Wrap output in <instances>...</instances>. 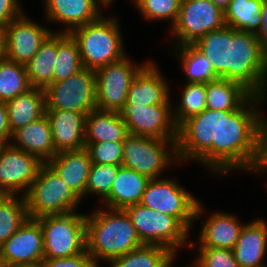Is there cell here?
I'll return each instance as SVG.
<instances>
[{
  "label": "cell",
  "mask_w": 267,
  "mask_h": 267,
  "mask_svg": "<svg viewBox=\"0 0 267 267\" xmlns=\"http://www.w3.org/2000/svg\"><path fill=\"white\" fill-rule=\"evenodd\" d=\"M265 99L252 94L234 111L219 110L218 143H212V173L222 176L234 170H251L257 155L258 131L266 119L259 109Z\"/></svg>",
  "instance_id": "1"
},
{
  "label": "cell",
  "mask_w": 267,
  "mask_h": 267,
  "mask_svg": "<svg viewBox=\"0 0 267 267\" xmlns=\"http://www.w3.org/2000/svg\"><path fill=\"white\" fill-rule=\"evenodd\" d=\"M101 208L86 214V250L97 267L144 245L125 210Z\"/></svg>",
  "instance_id": "2"
},
{
  "label": "cell",
  "mask_w": 267,
  "mask_h": 267,
  "mask_svg": "<svg viewBox=\"0 0 267 267\" xmlns=\"http://www.w3.org/2000/svg\"><path fill=\"white\" fill-rule=\"evenodd\" d=\"M117 17L101 15L97 20L73 29L69 34L77 42L83 68H98L127 56Z\"/></svg>",
  "instance_id": "3"
},
{
  "label": "cell",
  "mask_w": 267,
  "mask_h": 267,
  "mask_svg": "<svg viewBox=\"0 0 267 267\" xmlns=\"http://www.w3.org/2000/svg\"><path fill=\"white\" fill-rule=\"evenodd\" d=\"M229 80L239 82L253 95L266 97L267 57L256 34L233 28L229 54Z\"/></svg>",
  "instance_id": "4"
},
{
  "label": "cell",
  "mask_w": 267,
  "mask_h": 267,
  "mask_svg": "<svg viewBox=\"0 0 267 267\" xmlns=\"http://www.w3.org/2000/svg\"><path fill=\"white\" fill-rule=\"evenodd\" d=\"M140 204L175 217L189 232L205 211L199 199L175 179L166 177L150 179Z\"/></svg>",
  "instance_id": "5"
},
{
  "label": "cell",
  "mask_w": 267,
  "mask_h": 267,
  "mask_svg": "<svg viewBox=\"0 0 267 267\" xmlns=\"http://www.w3.org/2000/svg\"><path fill=\"white\" fill-rule=\"evenodd\" d=\"M24 197L30 218L75 212L81 202L47 163L41 166Z\"/></svg>",
  "instance_id": "6"
},
{
  "label": "cell",
  "mask_w": 267,
  "mask_h": 267,
  "mask_svg": "<svg viewBox=\"0 0 267 267\" xmlns=\"http://www.w3.org/2000/svg\"><path fill=\"white\" fill-rule=\"evenodd\" d=\"M134 225L141 242L146 245H161L174 254L180 248H195L188 242L189 231L175 218L138 203L124 209Z\"/></svg>",
  "instance_id": "7"
},
{
  "label": "cell",
  "mask_w": 267,
  "mask_h": 267,
  "mask_svg": "<svg viewBox=\"0 0 267 267\" xmlns=\"http://www.w3.org/2000/svg\"><path fill=\"white\" fill-rule=\"evenodd\" d=\"M177 140H164L128 134L122 141V166L149 179L161 178L168 167L179 163Z\"/></svg>",
  "instance_id": "8"
},
{
  "label": "cell",
  "mask_w": 267,
  "mask_h": 267,
  "mask_svg": "<svg viewBox=\"0 0 267 267\" xmlns=\"http://www.w3.org/2000/svg\"><path fill=\"white\" fill-rule=\"evenodd\" d=\"M219 110L205 109L178 127L177 158L179 163L200 162L212 173V143H218Z\"/></svg>",
  "instance_id": "9"
},
{
  "label": "cell",
  "mask_w": 267,
  "mask_h": 267,
  "mask_svg": "<svg viewBox=\"0 0 267 267\" xmlns=\"http://www.w3.org/2000/svg\"><path fill=\"white\" fill-rule=\"evenodd\" d=\"M44 236V258H66L86 250V215L78 211L37 218Z\"/></svg>",
  "instance_id": "10"
},
{
  "label": "cell",
  "mask_w": 267,
  "mask_h": 267,
  "mask_svg": "<svg viewBox=\"0 0 267 267\" xmlns=\"http://www.w3.org/2000/svg\"><path fill=\"white\" fill-rule=\"evenodd\" d=\"M95 70L83 68L46 89V110H67L88 115L96 109Z\"/></svg>",
  "instance_id": "11"
},
{
  "label": "cell",
  "mask_w": 267,
  "mask_h": 267,
  "mask_svg": "<svg viewBox=\"0 0 267 267\" xmlns=\"http://www.w3.org/2000/svg\"><path fill=\"white\" fill-rule=\"evenodd\" d=\"M225 25L224 12L210 0H182L177 21L169 33L176 46L193 45Z\"/></svg>",
  "instance_id": "12"
},
{
  "label": "cell",
  "mask_w": 267,
  "mask_h": 267,
  "mask_svg": "<svg viewBox=\"0 0 267 267\" xmlns=\"http://www.w3.org/2000/svg\"><path fill=\"white\" fill-rule=\"evenodd\" d=\"M130 57L102 66L96 74V109L116 111L126 103L128 90L138 72L149 62L134 64Z\"/></svg>",
  "instance_id": "13"
},
{
  "label": "cell",
  "mask_w": 267,
  "mask_h": 267,
  "mask_svg": "<svg viewBox=\"0 0 267 267\" xmlns=\"http://www.w3.org/2000/svg\"><path fill=\"white\" fill-rule=\"evenodd\" d=\"M173 104L151 106L123 105L120 117L127 125L129 134L164 140L178 139V126L173 117Z\"/></svg>",
  "instance_id": "14"
},
{
  "label": "cell",
  "mask_w": 267,
  "mask_h": 267,
  "mask_svg": "<svg viewBox=\"0 0 267 267\" xmlns=\"http://www.w3.org/2000/svg\"><path fill=\"white\" fill-rule=\"evenodd\" d=\"M44 236L37 218H30L0 246V265L40 266Z\"/></svg>",
  "instance_id": "15"
},
{
  "label": "cell",
  "mask_w": 267,
  "mask_h": 267,
  "mask_svg": "<svg viewBox=\"0 0 267 267\" xmlns=\"http://www.w3.org/2000/svg\"><path fill=\"white\" fill-rule=\"evenodd\" d=\"M44 163L10 143L0 157V192L4 195L24 196ZM22 193V194H21Z\"/></svg>",
  "instance_id": "16"
},
{
  "label": "cell",
  "mask_w": 267,
  "mask_h": 267,
  "mask_svg": "<svg viewBox=\"0 0 267 267\" xmlns=\"http://www.w3.org/2000/svg\"><path fill=\"white\" fill-rule=\"evenodd\" d=\"M52 32L23 14L5 27V58L26 65Z\"/></svg>",
  "instance_id": "17"
},
{
  "label": "cell",
  "mask_w": 267,
  "mask_h": 267,
  "mask_svg": "<svg viewBox=\"0 0 267 267\" xmlns=\"http://www.w3.org/2000/svg\"><path fill=\"white\" fill-rule=\"evenodd\" d=\"M156 63L149 61L132 80L124 105L172 104L170 84Z\"/></svg>",
  "instance_id": "18"
},
{
  "label": "cell",
  "mask_w": 267,
  "mask_h": 267,
  "mask_svg": "<svg viewBox=\"0 0 267 267\" xmlns=\"http://www.w3.org/2000/svg\"><path fill=\"white\" fill-rule=\"evenodd\" d=\"M43 3L46 22L64 24L63 30L55 32L70 33L97 20L103 12L97 0H43Z\"/></svg>",
  "instance_id": "19"
},
{
  "label": "cell",
  "mask_w": 267,
  "mask_h": 267,
  "mask_svg": "<svg viewBox=\"0 0 267 267\" xmlns=\"http://www.w3.org/2000/svg\"><path fill=\"white\" fill-rule=\"evenodd\" d=\"M57 152L85 148L86 115L67 110H46Z\"/></svg>",
  "instance_id": "20"
},
{
  "label": "cell",
  "mask_w": 267,
  "mask_h": 267,
  "mask_svg": "<svg viewBox=\"0 0 267 267\" xmlns=\"http://www.w3.org/2000/svg\"><path fill=\"white\" fill-rule=\"evenodd\" d=\"M47 164L80 200L85 198L87 180L92 164L89 153L85 148L58 152Z\"/></svg>",
  "instance_id": "21"
},
{
  "label": "cell",
  "mask_w": 267,
  "mask_h": 267,
  "mask_svg": "<svg viewBox=\"0 0 267 267\" xmlns=\"http://www.w3.org/2000/svg\"><path fill=\"white\" fill-rule=\"evenodd\" d=\"M10 144L34 155L43 163H47L58 153L54 147L51 126L46 114L15 130Z\"/></svg>",
  "instance_id": "22"
},
{
  "label": "cell",
  "mask_w": 267,
  "mask_h": 267,
  "mask_svg": "<svg viewBox=\"0 0 267 267\" xmlns=\"http://www.w3.org/2000/svg\"><path fill=\"white\" fill-rule=\"evenodd\" d=\"M204 222L198 238L197 248H222L233 250L240 232L244 226L234 214L225 212H213ZM200 241V242H199Z\"/></svg>",
  "instance_id": "23"
},
{
  "label": "cell",
  "mask_w": 267,
  "mask_h": 267,
  "mask_svg": "<svg viewBox=\"0 0 267 267\" xmlns=\"http://www.w3.org/2000/svg\"><path fill=\"white\" fill-rule=\"evenodd\" d=\"M239 267H267V222L263 218L244 224L233 248Z\"/></svg>",
  "instance_id": "24"
},
{
  "label": "cell",
  "mask_w": 267,
  "mask_h": 267,
  "mask_svg": "<svg viewBox=\"0 0 267 267\" xmlns=\"http://www.w3.org/2000/svg\"><path fill=\"white\" fill-rule=\"evenodd\" d=\"M150 179L133 169L120 166L109 195L102 201L106 208L125 209L138 204Z\"/></svg>",
  "instance_id": "25"
},
{
  "label": "cell",
  "mask_w": 267,
  "mask_h": 267,
  "mask_svg": "<svg viewBox=\"0 0 267 267\" xmlns=\"http://www.w3.org/2000/svg\"><path fill=\"white\" fill-rule=\"evenodd\" d=\"M129 134L119 112L92 110L85 120V143L121 142Z\"/></svg>",
  "instance_id": "26"
},
{
  "label": "cell",
  "mask_w": 267,
  "mask_h": 267,
  "mask_svg": "<svg viewBox=\"0 0 267 267\" xmlns=\"http://www.w3.org/2000/svg\"><path fill=\"white\" fill-rule=\"evenodd\" d=\"M233 28L224 26L207 33L193 44L211 62L217 78L229 80V54Z\"/></svg>",
  "instance_id": "27"
},
{
  "label": "cell",
  "mask_w": 267,
  "mask_h": 267,
  "mask_svg": "<svg viewBox=\"0 0 267 267\" xmlns=\"http://www.w3.org/2000/svg\"><path fill=\"white\" fill-rule=\"evenodd\" d=\"M6 108L13 133L46 114L45 89L31 88L27 93L6 102Z\"/></svg>",
  "instance_id": "28"
},
{
  "label": "cell",
  "mask_w": 267,
  "mask_h": 267,
  "mask_svg": "<svg viewBox=\"0 0 267 267\" xmlns=\"http://www.w3.org/2000/svg\"><path fill=\"white\" fill-rule=\"evenodd\" d=\"M57 55V32H52L41 44L33 58L25 65L32 88L46 89L53 83Z\"/></svg>",
  "instance_id": "29"
},
{
  "label": "cell",
  "mask_w": 267,
  "mask_h": 267,
  "mask_svg": "<svg viewBox=\"0 0 267 267\" xmlns=\"http://www.w3.org/2000/svg\"><path fill=\"white\" fill-rule=\"evenodd\" d=\"M206 108L212 110L234 111L252 93L239 82L218 78L206 83Z\"/></svg>",
  "instance_id": "30"
},
{
  "label": "cell",
  "mask_w": 267,
  "mask_h": 267,
  "mask_svg": "<svg viewBox=\"0 0 267 267\" xmlns=\"http://www.w3.org/2000/svg\"><path fill=\"white\" fill-rule=\"evenodd\" d=\"M174 48L172 50L181 61L186 82L208 83L218 79L211 62L194 45H181Z\"/></svg>",
  "instance_id": "31"
},
{
  "label": "cell",
  "mask_w": 267,
  "mask_h": 267,
  "mask_svg": "<svg viewBox=\"0 0 267 267\" xmlns=\"http://www.w3.org/2000/svg\"><path fill=\"white\" fill-rule=\"evenodd\" d=\"M263 0H231L224 12L225 24L235 30L257 34Z\"/></svg>",
  "instance_id": "32"
},
{
  "label": "cell",
  "mask_w": 267,
  "mask_h": 267,
  "mask_svg": "<svg viewBox=\"0 0 267 267\" xmlns=\"http://www.w3.org/2000/svg\"><path fill=\"white\" fill-rule=\"evenodd\" d=\"M53 82L67 79L83 69L77 42L69 33L57 32V55Z\"/></svg>",
  "instance_id": "33"
},
{
  "label": "cell",
  "mask_w": 267,
  "mask_h": 267,
  "mask_svg": "<svg viewBox=\"0 0 267 267\" xmlns=\"http://www.w3.org/2000/svg\"><path fill=\"white\" fill-rule=\"evenodd\" d=\"M31 88L25 65L0 59V101L8 102Z\"/></svg>",
  "instance_id": "34"
},
{
  "label": "cell",
  "mask_w": 267,
  "mask_h": 267,
  "mask_svg": "<svg viewBox=\"0 0 267 267\" xmlns=\"http://www.w3.org/2000/svg\"><path fill=\"white\" fill-rule=\"evenodd\" d=\"M174 253L161 245H146L112 259L109 267H162Z\"/></svg>",
  "instance_id": "35"
},
{
  "label": "cell",
  "mask_w": 267,
  "mask_h": 267,
  "mask_svg": "<svg viewBox=\"0 0 267 267\" xmlns=\"http://www.w3.org/2000/svg\"><path fill=\"white\" fill-rule=\"evenodd\" d=\"M19 196V197H18ZM28 219L25 197L4 195L0 199V246Z\"/></svg>",
  "instance_id": "36"
},
{
  "label": "cell",
  "mask_w": 267,
  "mask_h": 267,
  "mask_svg": "<svg viewBox=\"0 0 267 267\" xmlns=\"http://www.w3.org/2000/svg\"><path fill=\"white\" fill-rule=\"evenodd\" d=\"M178 104L172 107L173 117L179 127L188 118L206 109V83L185 82Z\"/></svg>",
  "instance_id": "37"
},
{
  "label": "cell",
  "mask_w": 267,
  "mask_h": 267,
  "mask_svg": "<svg viewBox=\"0 0 267 267\" xmlns=\"http://www.w3.org/2000/svg\"><path fill=\"white\" fill-rule=\"evenodd\" d=\"M135 8L146 21H169L171 28L177 21L182 0H133Z\"/></svg>",
  "instance_id": "38"
},
{
  "label": "cell",
  "mask_w": 267,
  "mask_h": 267,
  "mask_svg": "<svg viewBox=\"0 0 267 267\" xmlns=\"http://www.w3.org/2000/svg\"><path fill=\"white\" fill-rule=\"evenodd\" d=\"M119 165L92 163L87 180L85 198L97 195L103 201L110 193Z\"/></svg>",
  "instance_id": "39"
},
{
  "label": "cell",
  "mask_w": 267,
  "mask_h": 267,
  "mask_svg": "<svg viewBox=\"0 0 267 267\" xmlns=\"http://www.w3.org/2000/svg\"><path fill=\"white\" fill-rule=\"evenodd\" d=\"M92 163L122 166L123 150L121 142L105 141L85 143Z\"/></svg>",
  "instance_id": "40"
},
{
  "label": "cell",
  "mask_w": 267,
  "mask_h": 267,
  "mask_svg": "<svg viewBox=\"0 0 267 267\" xmlns=\"http://www.w3.org/2000/svg\"><path fill=\"white\" fill-rule=\"evenodd\" d=\"M199 255L195 258L196 267H239L233 250L222 248H198Z\"/></svg>",
  "instance_id": "41"
},
{
  "label": "cell",
  "mask_w": 267,
  "mask_h": 267,
  "mask_svg": "<svg viewBox=\"0 0 267 267\" xmlns=\"http://www.w3.org/2000/svg\"><path fill=\"white\" fill-rule=\"evenodd\" d=\"M40 267H97L90 254L85 250L84 252L66 258H44Z\"/></svg>",
  "instance_id": "42"
},
{
  "label": "cell",
  "mask_w": 267,
  "mask_h": 267,
  "mask_svg": "<svg viewBox=\"0 0 267 267\" xmlns=\"http://www.w3.org/2000/svg\"><path fill=\"white\" fill-rule=\"evenodd\" d=\"M250 172L253 174L267 173V118L258 131L257 155Z\"/></svg>",
  "instance_id": "43"
},
{
  "label": "cell",
  "mask_w": 267,
  "mask_h": 267,
  "mask_svg": "<svg viewBox=\"0 0 267 267\" xmlns=\"http://www.w3.org/2000/svg\"><path fill=\"white\" fill-rule=\"evenodd\" d=\"M20 2L21 0H0V26L6 27L24 14Z\"/></svg>",
  "instance_id": "44"
},
{
  "label": "cell",
  "mask_w": 267,
  "mask_h": 267,
  "mask_svg": "<svg viewBox=\"0 0 267 267\" xmlns=\"http://www.w3.org/2000/svg\"><path fill=\"white\" fill-rule=\"evenodd\" d=\"M260 14L262 21L256 35L258 36L261 48L267 57V0H263Z\"/></svg>",
  "instance_id": "45"
},
{
  "label": "cell",
  "mask_w": 267,
  "mask_h": 267,
  "mask_svg": "<svg viewBox=\"0 0 267 267\" xmlns=\"http://www.w3.org/2000/svg\"><path fill=\"white\" fill-rule=\"evenodd\" d=\"M0 138L10 143L12 131L10 130L6 102L0 101Z\"/></svg>",
  "instance_id": "46"
},
{
  "label": "cell",
  "mask_w": 267,
  "mask_h": 267,
  "mask_svg": "<svg viewBox=\"0 0 267 267\" xmlns=\"http://www.w3.org/2000/svg\"><path fill=\"white\" fill-rule=\"evenodd\" d=\"M5 57V27L0 26V59Z\"/></svg>",
  "instance_id": "47"
},
{
  "label": "cell",
  "mask_w": 267,
  "mask_h": 267,
  "mask_svg": "<svg viewBox=\"0 0 267 267\" xmlns=\"http://www.w3.org/2000/svg\"><path fill=\"white\" fill-rule=\"evenodd\" d=\"M210 1L218 8H220L223 12H225L231 0H210Z\"/></svg>",
  "instance_id": "48"
},
{
  "label": "cell",
  "mask_w": 267,
  "mask_h": 267,
  "mask_svg": "<svg viewBox=\"0 0 267 267\" xmlns=\"http://www.w3.org/2000/svg\"><path fill=\"white\" fill-rule=\"evenodd\" d=\"M175 256H177V254L172 255L167 261L166 263L162 266V267H174V260L176 259ZM182 267H196L194 262L191 265H187V266H182Z\"/></svg>",
  "instance_id": "49"
},
{
  "label": "cell",
  "mask_w": 267,
  "mask_h": 267,
  "mask_svg": "<svg viewBox=\"0 0 267 267\" xmlns=\"http://www.w3.org/2000/svg\"><path fill=\"white\" fill-rule=\"evenodd\" d=\"M97 2L104 8V6L109 7L114 0H97Z\"/></svg>",
  "instance_id": "50"
},
{
  "label": "cell",
  "mask_w": 267,
  "mask_h": 267,
  "mask_svg": "<svg viewBox=\"0 0 267 267\" xmlns=\"http://www.w3.org/2000/svg\"><path fill=\"white\" fill-rule=\"evenodd\" d=\"M9 143L3 139V138H0V157H1V154H2V151L5 149V147L8 145Z\"/></svg>",
  "instance_id": "51"
},
{
  "label": "cell",
  "mask_w": 267,
  "mask_h": 267,
  "mask_svg": "<svg viewBox=\"0 0 267 267\" xmlns=\"http://www.w3.org/2000/svg\"><path fill=\"white\" fill-rule=\"evenodd\" d=\"M0 267H40V266L0 265Z\"/></svg>",
  "instance_id": "52"
},
{
  "label": "cell",
  "mask_w": 267,
  "mask_h": 267,
  "mask_svg": "<svg viewBox=\"0 0 267 267\" xmlns=\"http://www.w3.org/2000/svg\"><path fill=\"white\" fill-rule=\"evenodd\" d=\"M3 196H4V194L0 192V199H1Z\"/></svg>",
  "instance_id": "53"
}]
</instances>
